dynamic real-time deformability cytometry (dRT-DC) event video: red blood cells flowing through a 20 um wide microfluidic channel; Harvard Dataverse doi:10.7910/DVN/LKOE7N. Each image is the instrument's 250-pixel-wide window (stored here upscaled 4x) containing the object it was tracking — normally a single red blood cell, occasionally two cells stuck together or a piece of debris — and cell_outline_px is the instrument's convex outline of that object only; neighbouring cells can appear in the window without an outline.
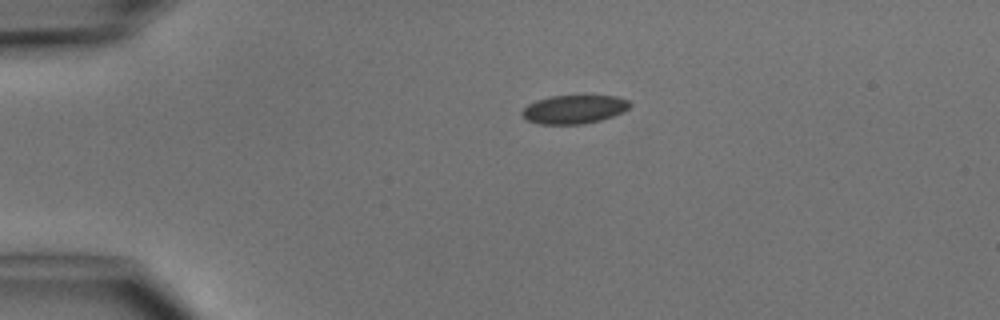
{"species": "common noctule bat (a hibernating species)", "species_latin": "Nyctalus noctula", "temperature_condition": "cold", "stored_images_in_passage": 3, "camera_frame_rate_fps": 3000, "um_per_image_px": 0.085, "animal": {"sex": "male", "body_mass_g": 15.6}, "frame": {"image": 1, "passage_image": 3, "time_ms": 2.333, "image_size_px": [1000, 320], "cell_outline_px": [[632, 104], [624, 112], [600, 120], [584, 124], [540, 124], [528, 120], [520, 112], [528, 104], [536, 100], [552, 96], [616, 96], [628, 100]], "centroid_in_image_um": [48.81, 9.29], "position_along_channel_um": 36.2, "area_um2": 17.86}}